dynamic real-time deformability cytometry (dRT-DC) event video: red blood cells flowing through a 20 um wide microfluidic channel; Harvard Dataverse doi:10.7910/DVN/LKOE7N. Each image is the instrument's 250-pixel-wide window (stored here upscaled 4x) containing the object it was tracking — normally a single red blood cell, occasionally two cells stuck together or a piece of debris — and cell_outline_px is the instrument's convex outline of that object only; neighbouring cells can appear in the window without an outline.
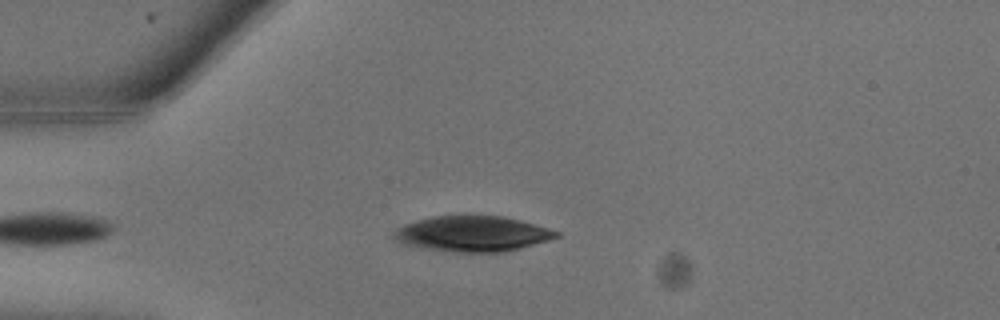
{"species": "common noctule bat (a hibernating species)", "species_latin": "Nyctalus noctula", "temperature_condition": "warm", "stored_images_in_passage": 4, "camera_frame_rate_fps": 3000, "um_per_image_px": 0.085, "animal": {"sex": "male", "body_mass_g": 13.3}, "frame": {"image": 1, "passage_image": 3, "time_ms": 0.667, "image_size_px": [1000, 320], "cell_outline_px": [[560, 236], [548, 240], [520, 248], [504, 252], [452, 252], [420, 248], [404, 244], [396, 240], [392, 236], [392, 232], [396, 228], [404, 224], [416, 220], [432, 216], [500, 216], [520, 220], [548, 228], [560, 232]], "centroid_in_image_um": [40.11, 19.88], "position_along_channel_um": 44.9, "area_um2": 33.64}}